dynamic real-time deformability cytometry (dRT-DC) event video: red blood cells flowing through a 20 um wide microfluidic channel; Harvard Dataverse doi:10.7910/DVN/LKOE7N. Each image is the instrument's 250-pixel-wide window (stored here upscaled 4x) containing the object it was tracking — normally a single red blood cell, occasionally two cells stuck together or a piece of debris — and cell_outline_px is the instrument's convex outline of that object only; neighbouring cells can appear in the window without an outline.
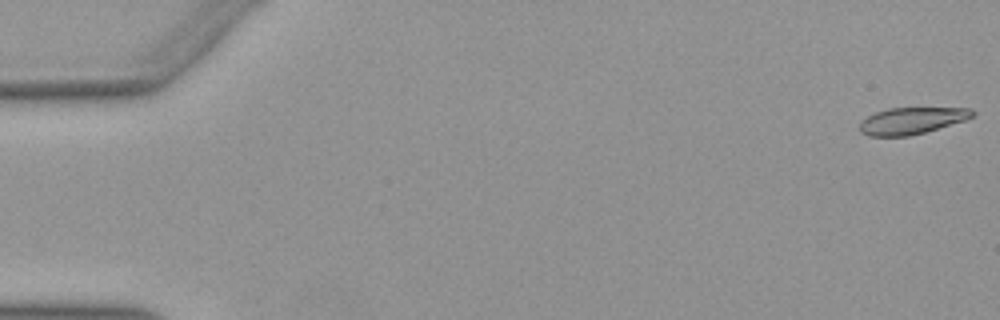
{"species": "Egyptian fruit bat (a non-hibernating species)", "species_latin": "Rousettus aegyptiacus", "temperature_condition": "warm", "stored_images_in_passage": 52, "camera_frame_rate_fps": 3000, "um_per_image_px": 0.085, "animal": {"sex": "female"}, "frame": {"image": 1, "passage_image": 1, "time_ms": 0.0, "image_size_px": [1000, 320], "cell_outline_px": [[976, 112], [972, 116], [964, 120], [924, 132], [908, 136], [868, 136], [860, 132], [860, 120], [876, 112], [888, 108], [972, 108]], "centroid_in_image_um": [77.46, 10.25], "position_along_channel_um": 7.5, "area_um2": 17.4}}
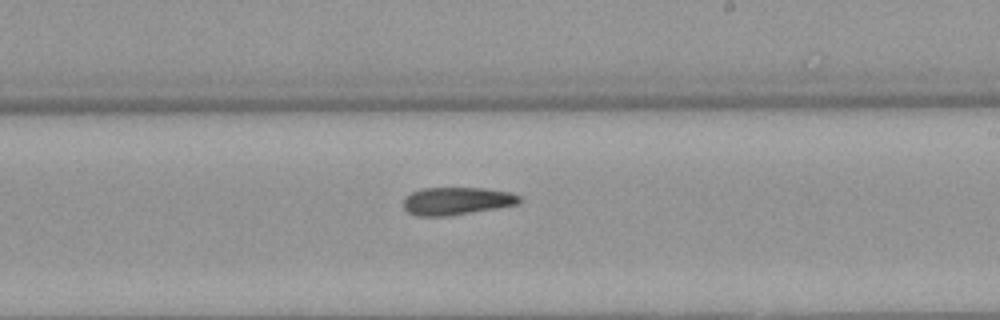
{"frame": {"image": 2, "passage_image": 31, "time_ms": 10.0, "image_size_px": [1000, 320], "cell_outline_px": [[524, 200], [520, 204], [472, 212], [444, 216], [416, 216], [408, 212], [400, 204], [404, 196], [412, 192], [424, 188], [484, 188], [508, 192], [520, 196]], "centroid_in_image_um": [38.79, 17.08], "position_along_channel_um": 250.2, "area_um2": 18.9}}
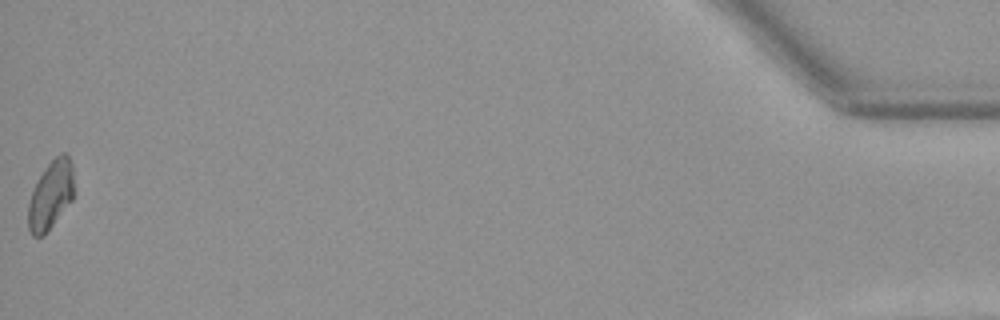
{"frame": {"image": 3, "passage_image": 52, "time_ms": 17.0, "image_size_px": [1000, 320], "cell_outline_px": [[76, 192], [72, 200], [44, 236], [32, 236], [28, 228], [28, 204], [36, 180], [44, 168], [60, 152], [68, 152], [72, 164]], "centroid_in_image_um": [4.35, 16.54], "position_along_channel_um": 430.9, "area_um2": 18.79}}